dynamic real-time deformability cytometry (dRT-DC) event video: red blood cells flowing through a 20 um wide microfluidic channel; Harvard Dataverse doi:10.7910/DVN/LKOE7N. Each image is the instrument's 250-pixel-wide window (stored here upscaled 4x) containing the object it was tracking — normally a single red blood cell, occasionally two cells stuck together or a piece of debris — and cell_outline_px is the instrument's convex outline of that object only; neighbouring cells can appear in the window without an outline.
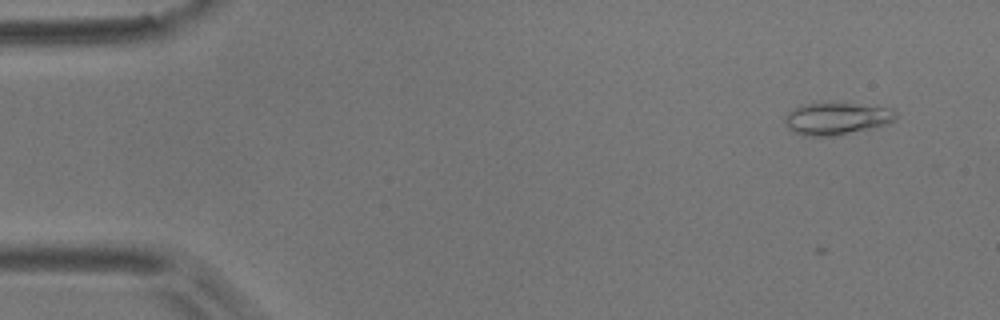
{"species": "common noctule bat (a hibernating species)", "species_latin": "Nyctalus noctula", "temperature_condition": "room temperature", "stored_images_in_passage": 8, "camera_frame_rate_fps": 3000, "um_per_image_px": 0.085, "animal": {"sex": "male", "body_mass_g": 17.9}, "frame": {"image": 1, "passage_image": 3, "time_ms": 2.333, "image_size_px": [1000, 320], "cell_outline_px": [[896, 120], [888, 124], [876, 128], [832, 136], [804, 136], [792, 132], [784, 124], [784, 116], [792, 108], [804, 104], [852, 104], [892, 108], [896, 112]], "centroid_in_image_um": [71.1, 10.11], "position_along_channel_um": 13.9, "area_um2": 20.92}}
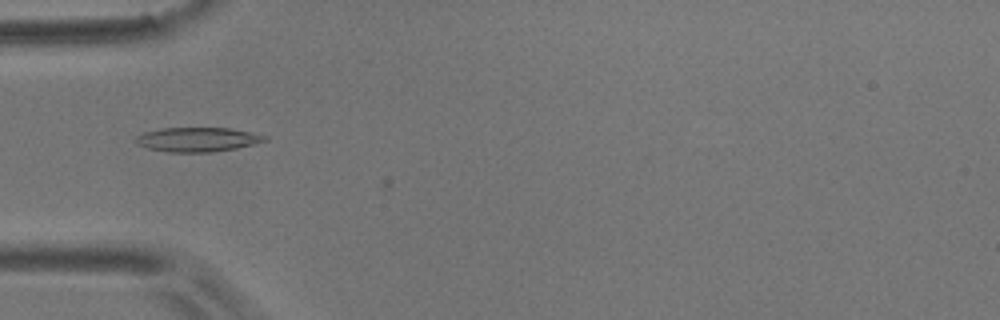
{"frame": {"image": 2, "passage_image": 7, "time_ms": 7.0, "image_size_px": [1000, 320], "cell_outline_px": [[268, 140], [236, 148], [212, 152], [168, 152], [148, 148], [136, 144], [136, 136], [144, 132], [164, 128], [228, 128], [252, 132], [268, 136]], "centroid_in_image_um": [16.8, 11.86], "position_along_channel_um": 68.2, "area_um2": 18.21}}
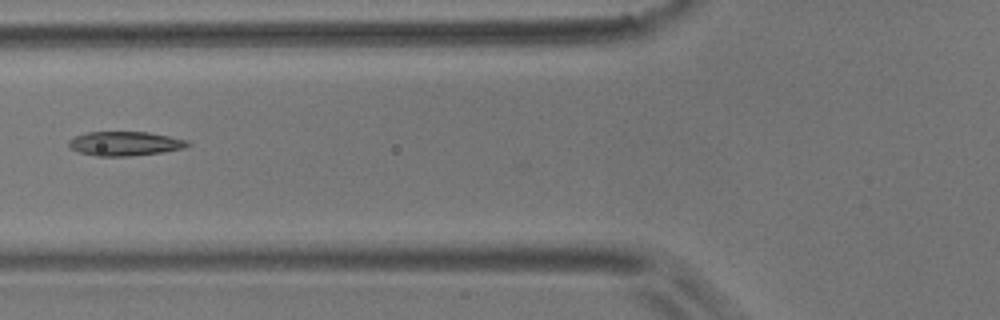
{"frame": {"image": 3, "passage_image": 8, "time_ms": 8.333, "image_size_px": [1000, 320], "cell_outline_px": [[192, 144], [184, 148], [160, 152], [132, 156], [96, 156], [80, 152], [72, 148], [68, 144], [68, 140], [76, 136], [88, 132], [148, 132], [188, 140]], "centroid_in_image_um": [10.64, 12.2], "position_along_channel_um": 115.2, "area_um2": 16.65}}